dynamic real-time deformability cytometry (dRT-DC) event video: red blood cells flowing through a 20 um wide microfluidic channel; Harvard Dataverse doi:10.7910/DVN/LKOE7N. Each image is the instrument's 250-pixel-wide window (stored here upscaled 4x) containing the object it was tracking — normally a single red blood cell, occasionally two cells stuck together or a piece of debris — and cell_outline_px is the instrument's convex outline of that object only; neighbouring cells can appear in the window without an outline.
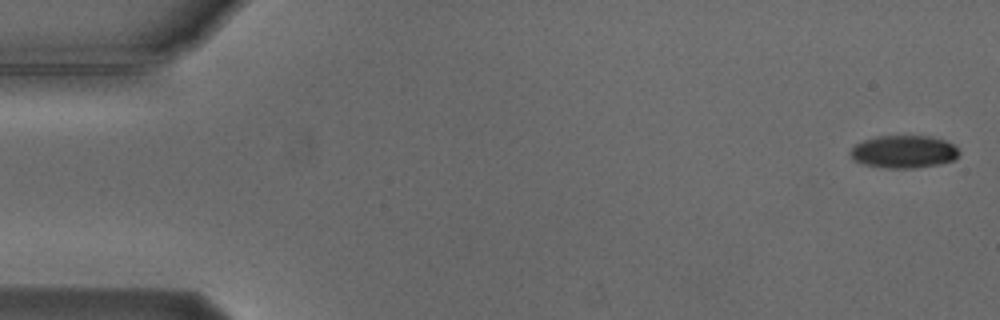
{"species": "Egyptian fruit bat (a non-hibernating species)", "species_latin": "Rousettus aegyptiacus", "temperature_condition": "cold", "stored_images_in_passage": 5, "camera_frame_rate_fps": 3000, "um_per_image_px": 0.085, "animal": {"sex": "male"}, "frame": {"image": 1, "passage_image": 1, "time_ms": 0.0, "image_size_px": [1000, 320], "cell_outline_px": [[960, 152], [956, 160], [940, 164], [916, 168], [884, 168], [864, 164], [852, 160], [848, 152], [856, 144], [864, 140], [876, 136], [928, 136], [944, 140], [952, 144]], "centroid_in_image_um": [76.8, 12.91], "position_along_channel_um": 8.2, "area_um2": 20.87}}
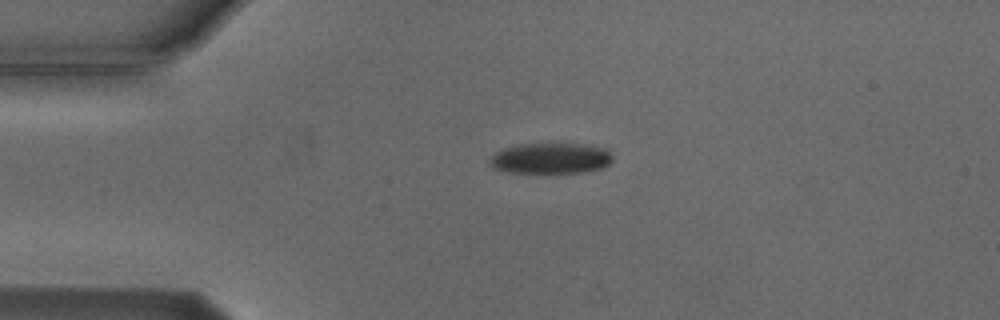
{"frame": {"image": 2, "passage_image": 4, "time_ms": 3.667, "image_size_px": [1000, 320], "cell_outline_px": [[612, 160], [604, 168], [584, 172], [508, 172], [492, 168], [488, 164], [492, 156], [496, 152], [504, 148], [520, 144], [584, 144], [608, 148], [612, 156]], "centroid_in_image_um": [46.83, 13.45], "position_along_channel_um": 38.2, "area_um2": 22.02}}
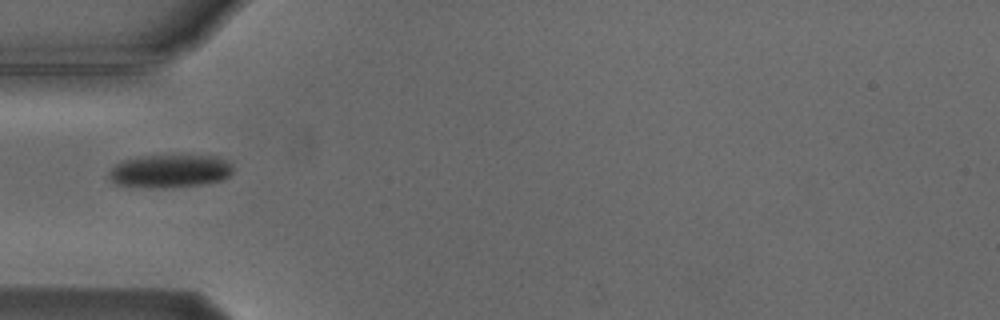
{"frame": {"image": 3, "passage_image": 5, "time_ms": 5.333, "image_size_px": [1000, 320], "cell_outline_px": [[232, 172], [224, 180], [204, 184], [164, 188], [148, 188], [116, 184], [108, 176], [108, 172], [120, 160], [136, 156], [216, 156], [228, 160], [232, 164]], "centroid_in_image_um": [14.43, 14.54], "position_along_channel_um": 70.6, "area_um2": 24.16}}